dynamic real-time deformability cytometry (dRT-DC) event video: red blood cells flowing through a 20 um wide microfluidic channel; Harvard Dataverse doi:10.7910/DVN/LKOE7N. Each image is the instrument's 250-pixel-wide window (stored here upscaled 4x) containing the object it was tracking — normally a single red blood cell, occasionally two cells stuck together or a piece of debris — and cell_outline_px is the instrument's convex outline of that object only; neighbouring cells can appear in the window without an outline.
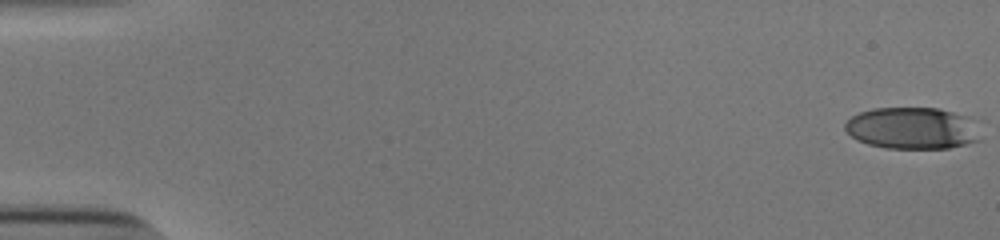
{"species": "human", "species_latin": "Homo sapiens", "temperature_condition": "cold", "stored_images_in_passage": 54, "camera_frame_rate_fps": 3000, "um_per_image_px": 0.085, "donor": {"sex": "male"}, "frame": {"image": 1, "passage_image": 1, "time_ms": 0.0, "image_size_px": [1000, 240], "cell_outline_px": [[976, 140], [964, 144], [948, 148], [884, 148], [868, 144], [852, 136], [844, 128], [844, 124], [852, 116], [860, 112], [876, 108], [936, 108], [952, 112], [960, 116]], "centroid_in_image_um": [77.3, 10.9], "position_along_channel_um": 7.7, "area_um2": 31.15}}
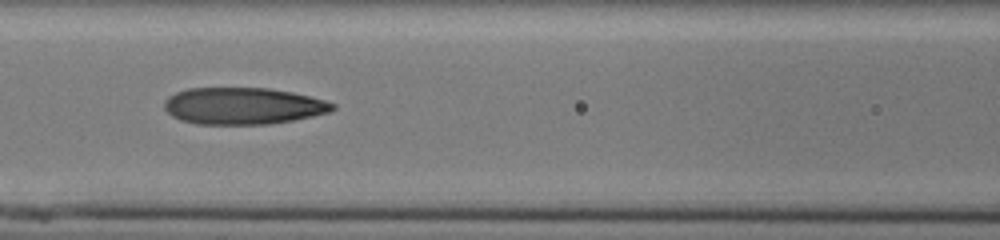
{"frame": {"image": 2, "passage_image": 25, "time_ms": 8.0, "image_size_px": [1000, 240], "cell_outline_px": [[336, 108], [328, 112], [312, 116], [292, 120], [268, 124], [196, 124], [180, 120], [172, 116], [164, 108], [164, 100], [168, 96], [176, 92], [188, 88], [268, 88], [292, 92], [324, 100], [336, 104]], "centroid_in_image_um": [20.62, 9.0], "position_along_channel_um": 146.0, "area_um2": 36.07}}
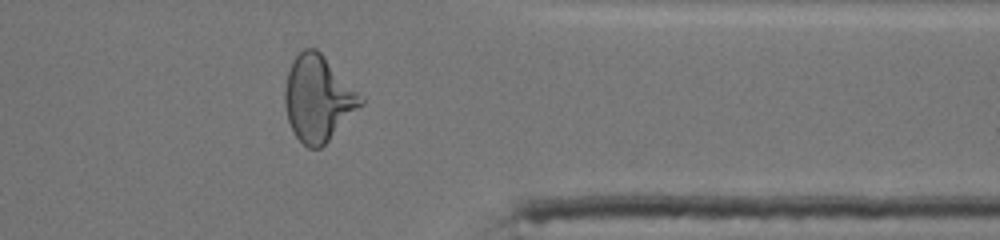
{"frame": {"image": 3, "passage_image": 44, "time_ms": 14.333, "image_size_px": [1000, 240], "cell_outline_px": [[364, 104], [320, 148], [308, 148], [292, 132], [288, 120], [284, 100], [284, 88], [288, 72], [296, 56], [304, 48], [316, 48], [324, 56], [364, 100]], "centroid_in_image_um": [27.01, 8.39], "position_along_channel_um": 384.4, "area_um2": 37.17}, "authors_computed_cell_mechanics": {"area_um2": 35.5759, "velocity_mm_per_s": 3.9119, "shape_relaxation_time_tau1_ms": 7.5588, "shape_relaxation_time_tau2_ms": 1.8394, "deformation_change_tau1": 0.2826, "deformation_change_tau2": 0.1089}}